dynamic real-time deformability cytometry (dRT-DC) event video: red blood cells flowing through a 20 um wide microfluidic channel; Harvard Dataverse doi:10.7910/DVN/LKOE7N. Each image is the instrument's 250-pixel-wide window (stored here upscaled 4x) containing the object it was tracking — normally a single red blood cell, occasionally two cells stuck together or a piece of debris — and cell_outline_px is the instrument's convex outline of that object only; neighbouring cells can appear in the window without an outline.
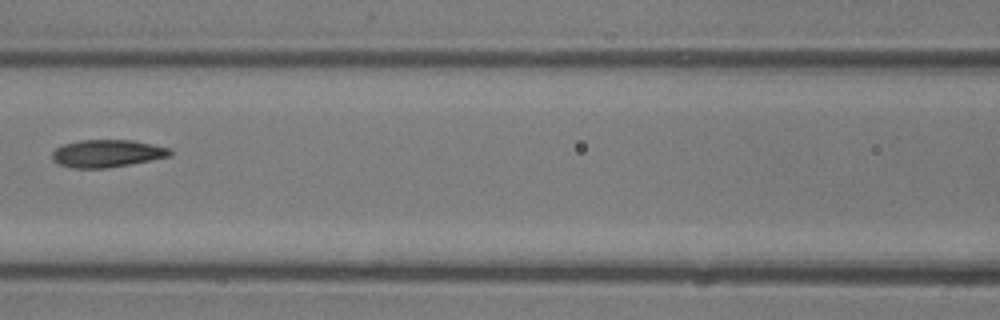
{"species": "common noctule bat (a hibernating species)", "species_latin": "Nyctalus noctula", "temperature_condition": "room temperature", "stored_images_in_passage": 6, "camera_frame_rate_fps": 3000, "um_per_image_px": 0.085, "animal": {"sex": "male", "body_mass_g": 13.3}, "frame": {"image": 1, "passage_image": 6, "time_ms": 5.333, "image_size_px": [1000, 320], "cell_outline_px": [[172, 156], [152, 160], [108, 168], [72, 168], [60, 164], [52, 156], [52, 152], [56, 148], [64, 144], [80, 140], [132, 140], [172, 148]], "centroid_in_image_um": [9.16, 13.04], "position_along_channel_um": 157.4, "area_um2": 18.9}}